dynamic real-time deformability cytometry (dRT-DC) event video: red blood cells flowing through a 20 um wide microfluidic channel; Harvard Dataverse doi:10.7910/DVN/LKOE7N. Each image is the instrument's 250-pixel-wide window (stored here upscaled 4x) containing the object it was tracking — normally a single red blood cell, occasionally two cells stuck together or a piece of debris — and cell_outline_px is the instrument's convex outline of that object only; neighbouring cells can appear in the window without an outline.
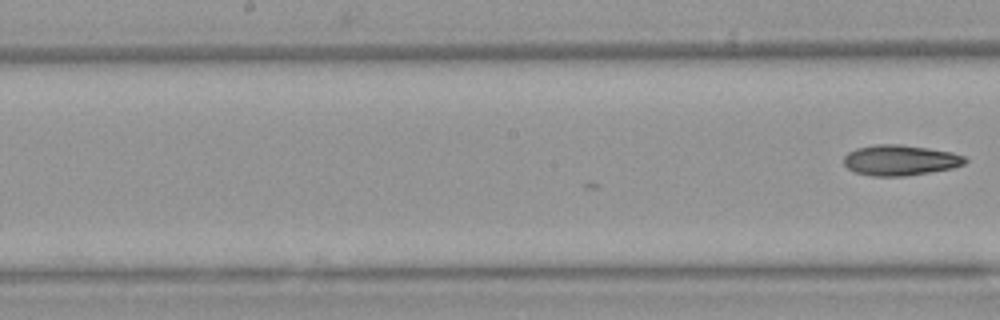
{"species": "Egyptian fruit bat (a non-hibernating species)", "species_latin": "Rousettus aegyptiacus", "temperature_condition": "warm", "stored_images_in_passage": 19, "camera_frame_rate_fps": 3000, "um_per_image_px": 0.085, "animal": {"sex": "female"}, "frame": {"image": 1, "passage_image": 19, "time_ms": 6.0, "image_size_px": [1000, 320], "cell_outline_px": [[968, 160], [964, 164], [952, 168], [904, 176], [872, 176], [856, 172], [848, 168], [844, 164], [844, 156], [848, 152], [856, 148], [876, 144], [900, 144], [928, 148], [952, 152], [964, 156]], "centroid_in_image_um": [76.51, 13.61], "position_along_channel_um": 171.7, "area_um2": 21.5}}